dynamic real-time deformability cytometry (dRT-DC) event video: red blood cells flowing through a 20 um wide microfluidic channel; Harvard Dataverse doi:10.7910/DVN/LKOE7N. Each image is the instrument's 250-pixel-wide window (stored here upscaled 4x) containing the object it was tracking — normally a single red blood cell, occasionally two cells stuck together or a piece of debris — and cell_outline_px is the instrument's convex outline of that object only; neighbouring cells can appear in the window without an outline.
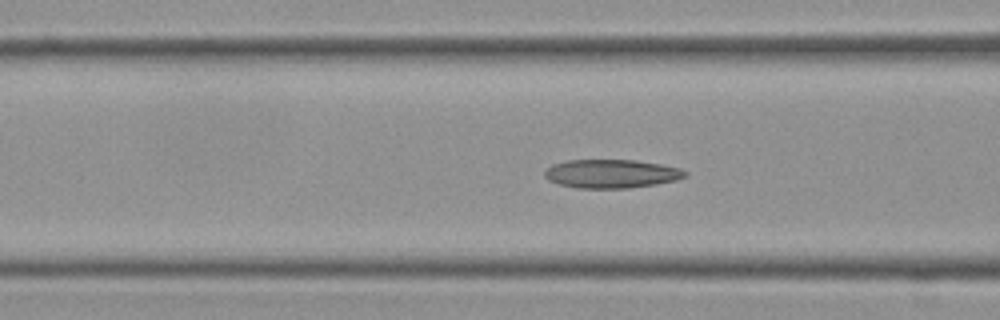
{"species": "Egyptian fruit bat (a non-hibernating species)", "species_latin": "Rousettus aegyptiacus", "temperature_condition": "cold", "stored_images_in_passage": 54, "camera_frame_rate_fps": 3000, "um_per_image_px": 0.085, "frame": {"image": 1, "passage_image": 18, "time_ms": 5.667, "image_size_px": [1000, 320], "cell_outline_px": [[688, 176], [676, 180], [656, 184], [628, 188], [576, 188], [560, 184], [548, 180], [544, 176], [544, 172], [552, 164], [568, 160], [636, 160], [660, 164], [680, 168], [688, 172]], "centroid_in_image_um": [51.98, 14.76], "position_along_channel_um": 114.6, "area_um2": 23.47}}
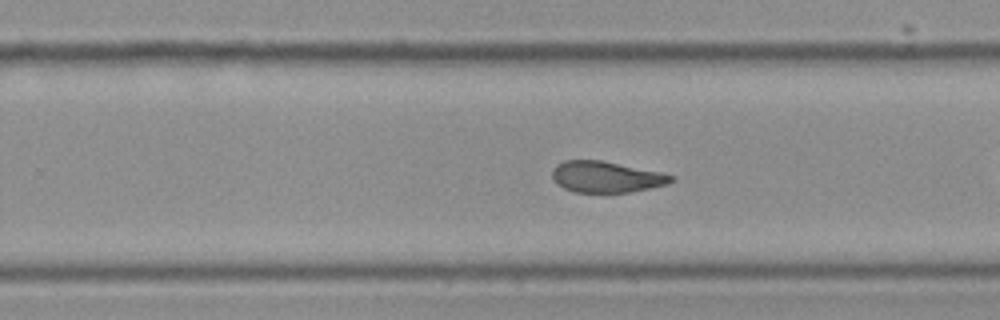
{"frame": {"image": 2, "passage_image": 32, "time_ms": 10.333, "image_size_px": [1000, 320], "cell_outline_px": [[676, 180], [668, 184], [628, 192], [576, 192], [564, 188], [556, 184], [552, 176], [552, 168], [556, 164], [564, 160], [600, 160], [660, 172], [672, 176]], "centroid_in_image_um": [51.48, 15.03], "position_along_channel_um": 278.3, "area_um2": 21.44}}
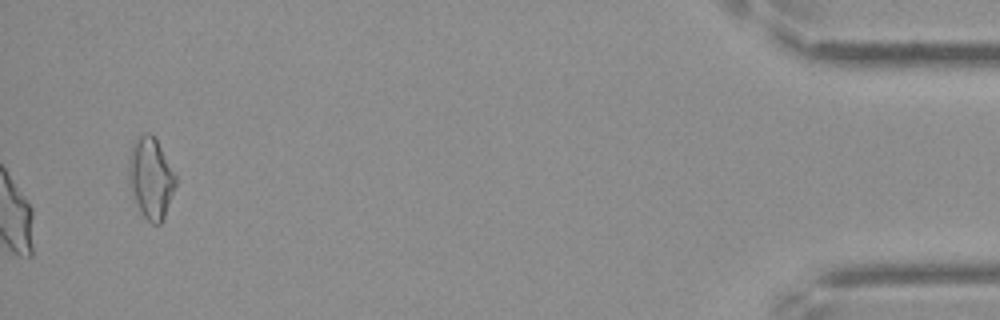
{"frame": {"image": 3, "passage_image": 54, "time_ms": 17.667, "image_size_px": [1000, 320], "cell_outline_px": [[176, 184], [164, 220], [160, 224], [152, 224], [140, 212], [128, 184], [128, 160], [132, 140], [136, 136], [148, 132], [156, 140], [176, 176]], "centroid_in_image_um": [12.78, 15.14], "position_along_channel_um": 422.4, "area_um2": 22.31}, "authors_computed_cell_mechanics": {"area_um2": 22.8021, "velocity_mm_per_s": 3.5067, "shape_relaxation_time_tau1_ms": null, "shape_relaxation_time_tau2_ms": 3.2973, "deformation_change_tau1": null, "deformation_change_tau2": 0.0909}}